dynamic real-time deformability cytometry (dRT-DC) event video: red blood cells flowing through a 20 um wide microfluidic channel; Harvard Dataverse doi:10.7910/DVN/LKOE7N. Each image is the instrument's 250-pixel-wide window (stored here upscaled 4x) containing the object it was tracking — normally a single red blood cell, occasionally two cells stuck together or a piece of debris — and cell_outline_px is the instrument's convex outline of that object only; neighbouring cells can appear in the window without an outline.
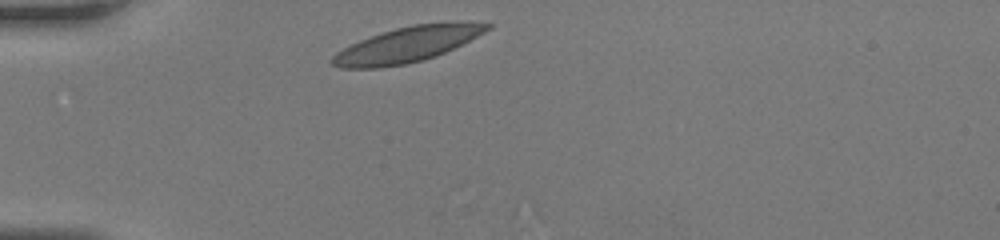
{"species": "human", "species_latin": "Homo sapiens", "temperature_condition": "room temperature", "stored_images_in_passage": 13, "camera_frame_rate_fps": 3000, "um_per_image_px": 0.085, "donor": {"sex": "female"}, "frame": {"image": 1, "passage_image": 1, "time_ms": 0.0, "image_size_px": [1000, 240], "cell_outline_px": [[492, 28], [436, 56], [424, 60], [404, 64], [380, 68], [340, 68], [332, 64], [328, 60], [336, 52], [360, 40], [396, 28], [412, 24], [492, 24]], "centroid_in_image_um": [34.47, 3.84], "position_along_channel_um": 50.5, "area_um2": 30.75}}
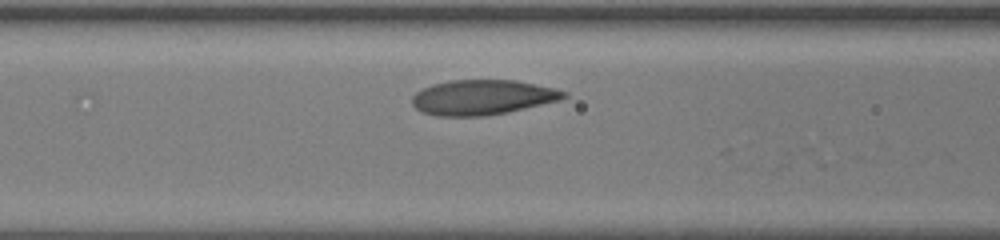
{"frame": {"image": 2, "passage_image": 9, "time_ms": 2.667, "image_size_px": [1000, 240], "cell_outline_px": [[568, 96], [560, 100], [508, 112], [484, 116], [436, 116], [424, 112], [416, 108], [412, 104], [412, 96], [416, 92], [432, 84], [452, 80], [516, 80], [556, 88], [568, 92]], "centroid_in_image_um": [41.04, 8.27], "position_along_channel_um": 125.6, "area_um2": 30.98}}
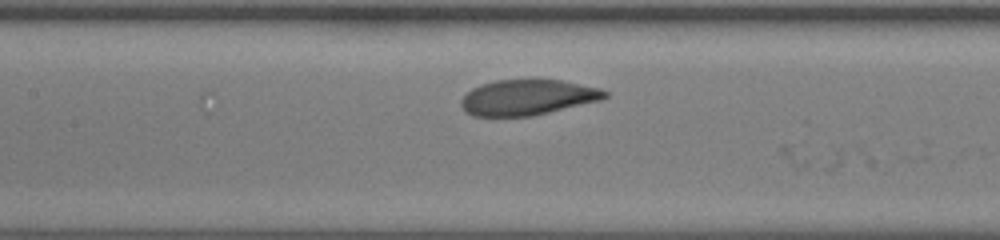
{"frame": {"image": 3, "passage_image": 12, "time_ms": 3.667, "image_size_px": [1000, 240], "cell_outline_px": [[608, 96], [600, 100], [532, 116], [472, 116], [464, 112], [460, 104], [460, 100], [472, 88], [480, 84], [496, 80], [560, 80], [600, 88], [608, 92]], "centroid_in_image_um": [44.8, 8.28], "position_along_channel_um": 162.6, "area_um2": 29.65}}